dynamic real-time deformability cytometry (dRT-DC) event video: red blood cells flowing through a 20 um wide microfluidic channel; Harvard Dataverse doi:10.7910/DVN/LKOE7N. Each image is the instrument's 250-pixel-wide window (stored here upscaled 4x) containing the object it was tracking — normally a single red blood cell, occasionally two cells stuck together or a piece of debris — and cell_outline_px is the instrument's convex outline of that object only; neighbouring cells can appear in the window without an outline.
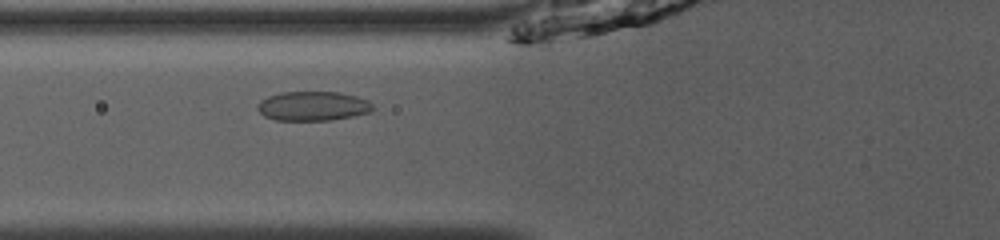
{"species": "common noctule bat (a hibernating species)", "species_latin": "Nyctalus noctula", "temperature_condition": "room temperature", "stored_images_in_passage": 47, "camera_frame_rate_fps": 3000, "um_per_image_px": 0.085, "animal": {"sex": "male", "body_mass_g": 13.0, "forearm_length_mm": 53.1}, "frame": {"image": 1, "passage_image": 16, "time_ms": 5.0, "image_size_px": [1000, 240], "cell_outline_px": [[376, 108], [368, 112], [352, 116], [332, 120], [276, 120], [264, 116], [256, 108], [256, 104], [260, 100], [268, 96], [280, 92], [340, 92], [356, 96], [368, 100]], "centroid_in_image_um": [26.58, 9.01], "position_along_channel_um": 99.2, "area_um2": 19.83}}
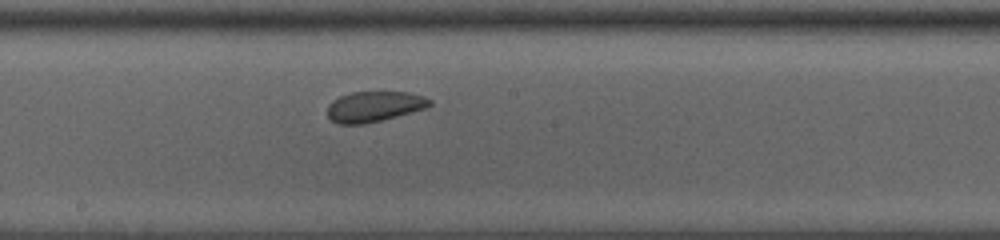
{"frame": {"image": 2, "passage_image": 25, "time_ms": 8.0, "image_size_px": [1000, 240], "cell_outline_px": [[432, 104], [424, 108], [396, 116], [364, 124], [340, 124], [332, 120], [328, 116], [328, 104], [332, 100], [340, 96], [352, 92], [408, 92], [424, 96], [432, 100]], "centroid_in_image_um": [31.79, 9.04], "position_along_channel_um": 216.4, "area_um2": 17.98}}
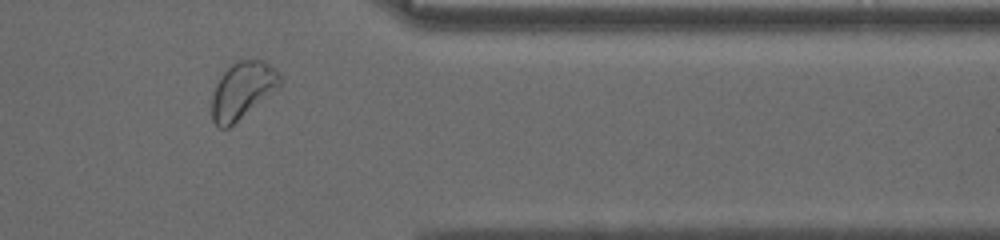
{"frame": {"image": 3, "passage_image": 39, "time_ms": 12.667, "image_size_px": [1000, 240], "cell_outline_px": [[280, 88], [228, 128], [220, 128], [212, 120], [212, 96], [216, 84], [220, 76], [236, 60], [260, 60], [268, 64], [280, 76]], "centroid_in_image_um": [20.6, 7.69], "position_along_channel_um": 390.8, "area_um2": 22.31}, "authors_computed_cell_mechanics": {"area_um2": 20.2878, "velocity_mm_per_s": 3.8965, "shape_relaxation_time_tau1_ms": 7.5199, "shape_relaxation_time_tau2_ms": 3.8075, "deformation_change_tau1": 0.114, "deformation_change_tau2": 0.0805}}